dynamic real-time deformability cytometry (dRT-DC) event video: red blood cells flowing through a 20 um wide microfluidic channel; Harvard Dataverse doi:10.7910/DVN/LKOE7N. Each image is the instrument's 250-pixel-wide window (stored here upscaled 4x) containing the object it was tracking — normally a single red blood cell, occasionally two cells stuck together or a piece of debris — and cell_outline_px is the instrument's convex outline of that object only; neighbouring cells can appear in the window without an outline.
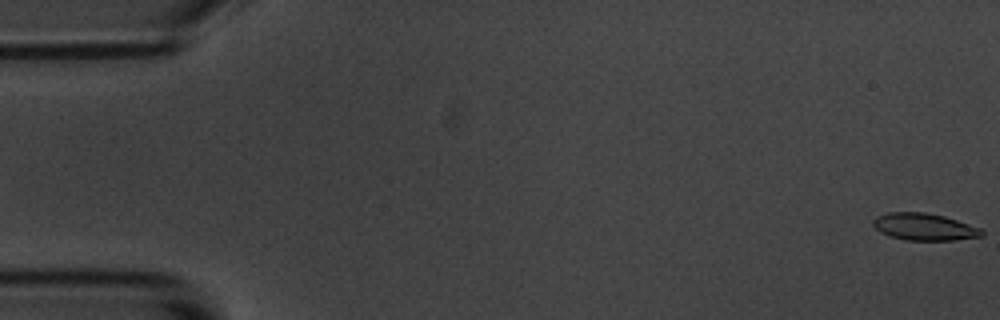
{"species": "common noctule bat (a hibernating species)", "species_latin": "Nyctalus noctula", "temperature_condition": "room temperature", "stored_images_in_passage": 57, "camera_frame_rate_fps": 3000, "um_per_image_px": 0.085, "animal": {"sex": "male", "body_mass_g": 20.1, "forearm_length_mm": 53.5}, "frame": {"image": 1, "passage_image": 1, "time_ms": 0.0, "image_size_px": [1000, 320], "cell_outline_px": [[984, 236], [952, 240], [904, 240], [880, 232], [872, 224], [872, 220], [876, 216], [888, 212], [924, 212], [944, 216], [980, 228], [984, 232]], "centroid_in_image_um": [78.54, 19.28], "position_along_channel_um": 6.5, "area_um2": 17.05}}
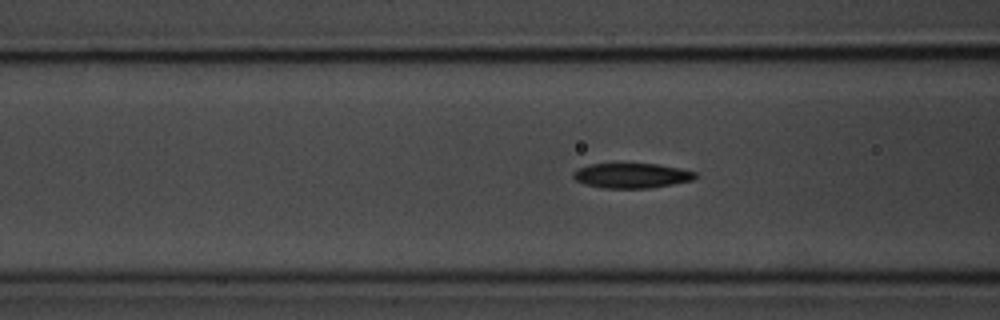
{"frame": {"image": 2, "passage_image": 22, "time_ms": 7.0, "image_size_px": [1000, 320], "cell_outline_px": [[696, 176], [692, 180], [672, 184], [648, 188], [600, 188], [584, 184], [576, 180], [572, 176], [572, 172], [576, 168], [588, 164], [656, 164], [680, 168], [696, 172]], "centroid_in_image_um": [53.63, 14.92], "position_along_channel_um": 113.0, "area_um2": 17.74}}
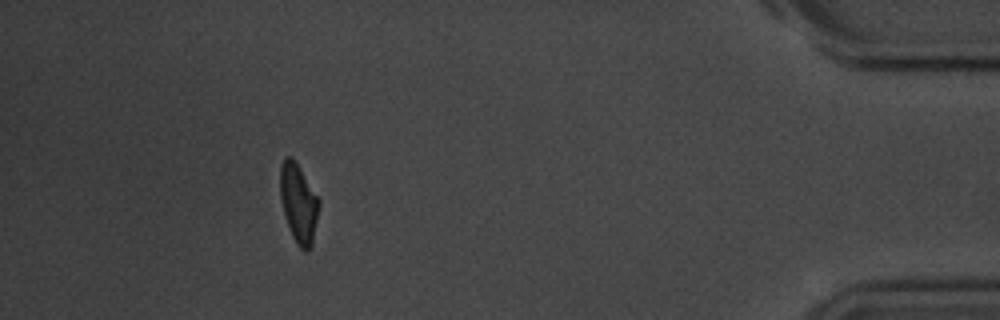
{"frame": {"image": 3, "passage_image": 52, "time_ms": 17.0, "image_size_px": [1000, 320], "cell_outline_px": [[320, 204], [312, 248], [304, 252], [296, 244], [292, 236], [284, 212], [280, 196], [280, 168], [284, 156], [292, 156], [320, 200]], "centroid_in_image_um": [25.39, 17.3], "position_along_channel_um": 409.8, "area_um2": 17.92}, "authors_computed_cell_mechanics": {"area_um2": 17.9758, "velocity_mm_per_s": 3.5452, "shape_relaxation_time_tau1_ms": 4.1341, "shape_relaxation_time_tau2_ms": 8.0644, "deformation_change_tau1": 0.1739, "deformation_change_tau2": 0.1134}}